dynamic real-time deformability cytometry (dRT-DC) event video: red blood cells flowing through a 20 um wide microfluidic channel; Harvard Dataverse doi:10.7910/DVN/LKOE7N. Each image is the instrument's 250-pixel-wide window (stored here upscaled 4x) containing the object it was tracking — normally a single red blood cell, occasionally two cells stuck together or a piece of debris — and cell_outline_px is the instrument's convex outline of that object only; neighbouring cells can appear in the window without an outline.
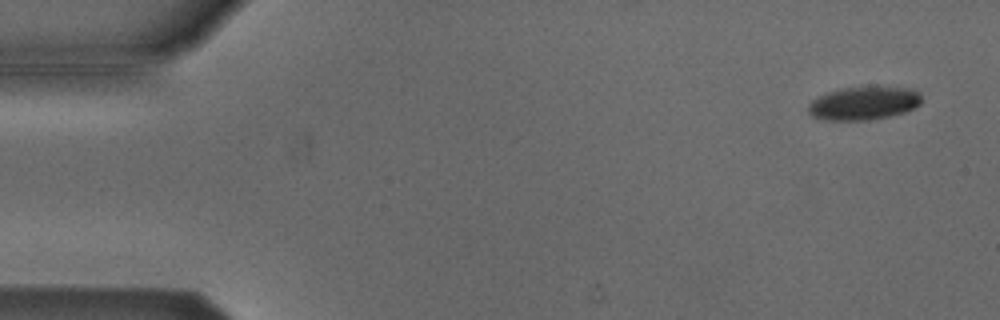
{"species": "Egyptian fruit bat (a non-hibernating species)", "species_latin": "Rousettus aegyptiacus", "temperature_condition": "cold", "stored_images_in_passage": 54, "camera_frame_rate_fps": 3000, "um_per_image_px": 0.085, "animal": {"sex": "male"}, "frame": {"image": 1, "passage_image": 3, "time_ms": 0.667, "image_size_px": [1000, 320], "cell_outline_px": [[920, 104], [916, 108], [904, 112], [888, 116], [868, 120], [820, 120], [812, 116], [808, 112], [808, 104], [812, 100], [828, 92], [840, 88], [916, 88], [920, 92]], "centroid_in_image_um": [73.41, 8.79], "position_along_channel_um": 11.6, "area_um2": 21.79}}
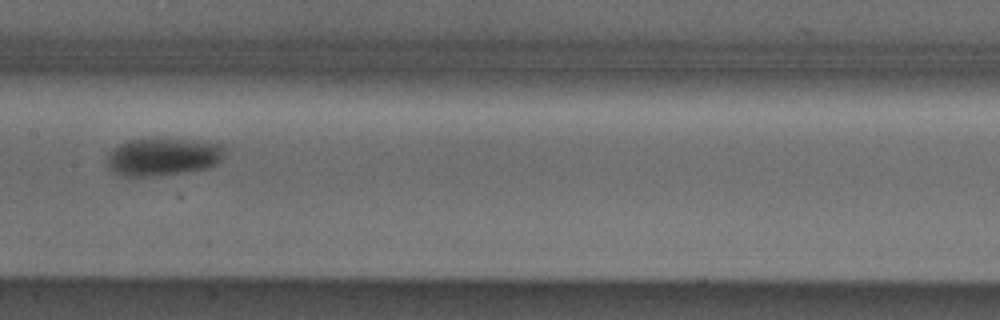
{"frame": {"image": 2, "passage_image": 27, "time_ms": 8.667, "image_size_px": [1000, 320], "cell_outline_px": [[224, 156], [216, 164], [208, 168], [188, 172], [156, 176], [120, 176], [112, 172], [108, 168], [108, 152], [112, 148], [128, 140], [184, 140], [220, 144], [224, 148]], "centroid_in_image_um": [13.82, 13.36], "position_along_channel_um": 193.6, "area_um2": 25.61}}
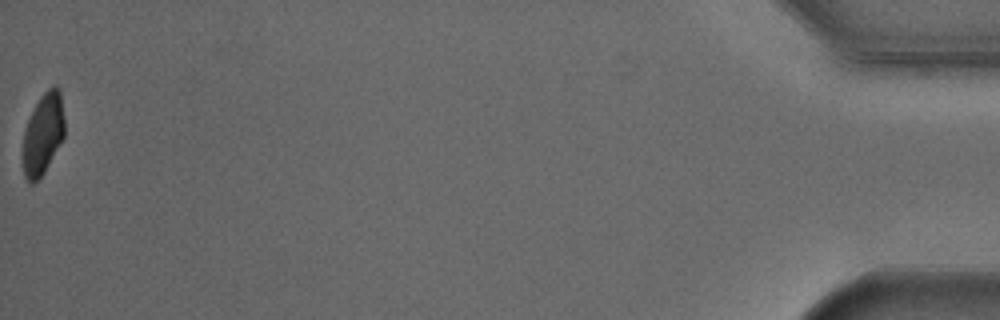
{"frame": {"image": 3, "passage_image": 54, "time_ms": 17.667, "image_size_px": [1000, 320], "cell_outline_px": [[64, 136], [44, 172], [32, 184], [24, 176], [24, 128], [40, 96], [48, 88], [56, 84], [60, 88], [64, 116]], "centroid_in_image_um": [3.68, 11.31], "position_along_channel_um": 431.5, "area_um2": 19.42}, "authors_computed_cell_mechanics": {"area_um2": 23.9292, "velocity_mm_per_s": 3.8092, "shape_relaxation_time_tau1_ms": 5.4317, "shape_relaxation_time_tau2_ms": null, "deformation_change_tau1": 0.0923, "deformation_change_tau2": null}}